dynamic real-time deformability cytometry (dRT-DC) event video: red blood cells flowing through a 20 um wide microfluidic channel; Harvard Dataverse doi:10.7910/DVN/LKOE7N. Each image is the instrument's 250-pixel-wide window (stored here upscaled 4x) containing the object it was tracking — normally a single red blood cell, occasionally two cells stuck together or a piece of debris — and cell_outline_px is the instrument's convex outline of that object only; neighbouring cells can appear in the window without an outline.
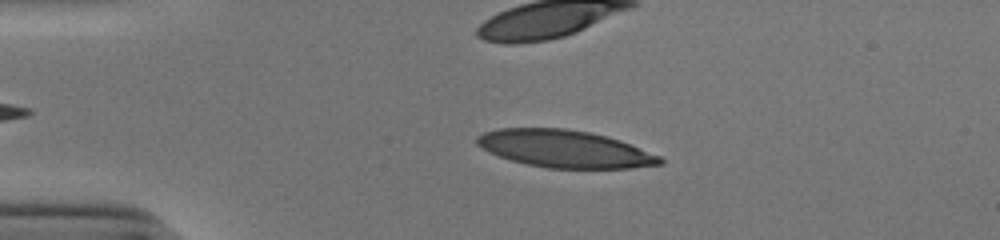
{"species": "human", "species_latin": "Homo sapiens", "temperature_condition": "cold", "stored_images_in_passage": 41, "camera_frame_rate_fps": 3000, "um_per_image_px": 0.085, "donor": {"sex": "male"}, "frame": {"image": 1, "passage_image": 12, "time_ms": 3.667, "image_size_px": [1000, 240], "cell_outline_px": [[664, 164], [628, 168], [548, 168], [528, 164], [512, 160], [488, 152], [476, 144], [476, 136], [484, 132], [500, 128], [564, 128], [588, 132], [620, 140], [660, 156], [664, 160]], "centroid_in_image_um": [47.99, 12.65], "position_along_channel_um": 37.0, "area_um2": 39.59}}